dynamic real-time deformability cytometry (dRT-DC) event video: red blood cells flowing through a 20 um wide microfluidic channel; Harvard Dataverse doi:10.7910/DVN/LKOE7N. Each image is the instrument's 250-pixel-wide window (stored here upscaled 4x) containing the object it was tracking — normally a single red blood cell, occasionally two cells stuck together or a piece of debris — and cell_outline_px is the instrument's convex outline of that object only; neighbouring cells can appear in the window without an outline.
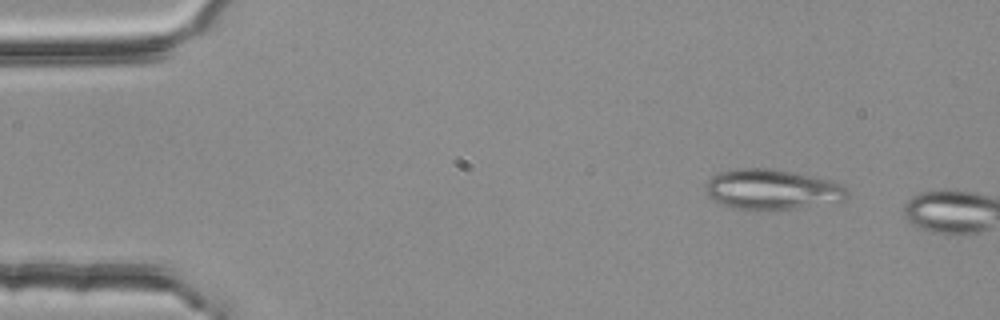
{"species": "common noctule bat (a hibernating species)", "species_latin": "Nyctalus noctula", "temperature_condition": "room temperature", "stored_images_in_passage": 2, "camera_frame_rate_fps": 3000, "um_per_image_px": 0.085, "animal": {"sex": "female", "body_mass_g": 25.1}, "frame": {"image": 1, "passage_image": 1, "time_ms": 0.0, "image_size_px": [1000, 320], "cell_outline_px": [[848, 196], [844, 200], [776, 212], [748, 212], [732, 208], [712, 200], [708, 192], [708, 180], [712, 176], [720, 172], [736, 168], [772, 168], [832, 180], [848, 188]], "centroid_in_image_um": [65.63, 16.14], "position_along_channel_um": 19.4, "area_um2": 33.99}}